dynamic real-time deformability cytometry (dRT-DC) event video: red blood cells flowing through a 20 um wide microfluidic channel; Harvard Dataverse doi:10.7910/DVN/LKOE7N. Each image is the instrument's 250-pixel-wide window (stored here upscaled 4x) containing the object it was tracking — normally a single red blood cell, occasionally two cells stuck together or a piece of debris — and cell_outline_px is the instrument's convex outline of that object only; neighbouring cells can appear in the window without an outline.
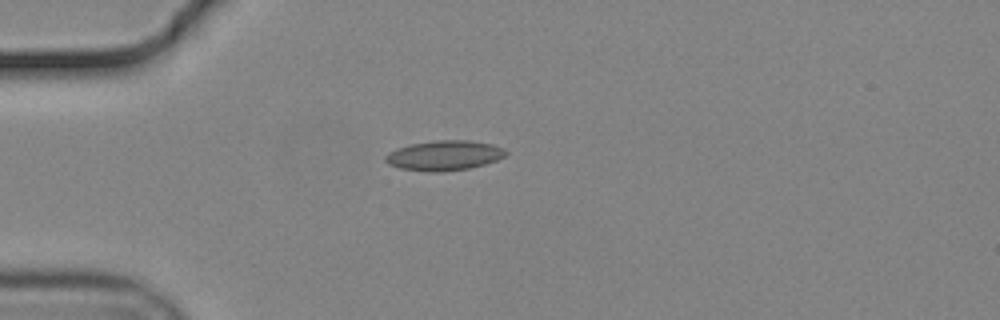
{"species": "common noctule bat (a hibernating species)", "species_latin": "Nyctalus noctula", "temperature_condition": "cold", "stored_images_in_passage": 41, "camera_frame_rate_fps": 3000, "um_per_image_px": 0.085, "animal": {"sex": "male", "body_mass_g": 19.2, "forearm_length_mm": 51.8}, "frame": {"image": 1, "passage_image": 1, "time_ms": 0.0, "image_size_px": [1000, 320], "cell_outline_px": [[508, 152], [504, 156], [496, 160], [484, 164], [468, 168], [440, 172], [432, 172], [400, 168], [388, 164], [384, 160], [384, 156], [388, 152], [396, 148], [408, 144], [436, 140], [468, 140], [492, 144], [504, 148]], "centroid_in_image_um": [37.72, 13.2], "position_along_channel_um": 47.3, "area_um2": 21.04}}
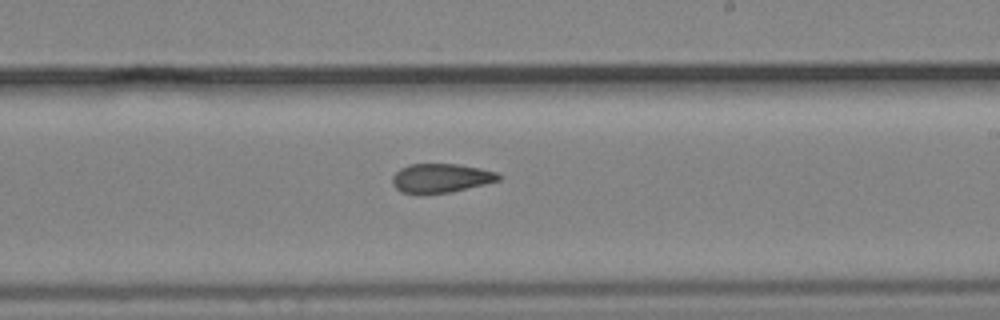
{"frame": {"image": 2, "passage_image": 19, "time_ms": 6.0, "image_size_px": [1000, 320], "cell_outline_px": [[504, 176], [500, 180], [452, 192], [400, 192], [392, 184], [392, 176], [400, 168], [408, 164], [460, 164], [480, 168], [496, 172]], "centroid_in_image_um": [37.5, 15.11], "position_along_channel_um": 251.5, "area_um2": 17.8}}
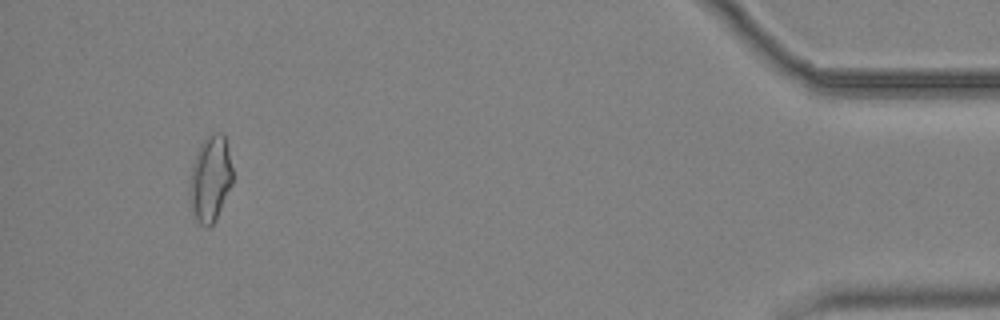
{"frame": {"image": 3, "passage_image": 38, "time_ms": 12.333, "image_size_px": [1000, 320], "cell_outline_px": [[232, 184], [212, 224], [208, 228], [204, 228], [196, 220], [192, 212], [188, 200], [188, 188], [192, 164], [200, 144], [208, 136], [216, 132], [224, 132], [228, 148], [232, 168]], "centroid_in_image_um": [17.84, 15.2], "position_along_channel_um": 417.4, "area_um2": 21.68}, "authors_computed_cell_mechanics": {"area_um2": 18.9584, "velocity_mm_per_s": 3.7192, "shape_relaxation_time_tau1_ms": null, "shape_relaxation_time_tau2_ms": 3.9635, "deformation_change_tau1": null, "deformation_change_tau2": 0.1082}}